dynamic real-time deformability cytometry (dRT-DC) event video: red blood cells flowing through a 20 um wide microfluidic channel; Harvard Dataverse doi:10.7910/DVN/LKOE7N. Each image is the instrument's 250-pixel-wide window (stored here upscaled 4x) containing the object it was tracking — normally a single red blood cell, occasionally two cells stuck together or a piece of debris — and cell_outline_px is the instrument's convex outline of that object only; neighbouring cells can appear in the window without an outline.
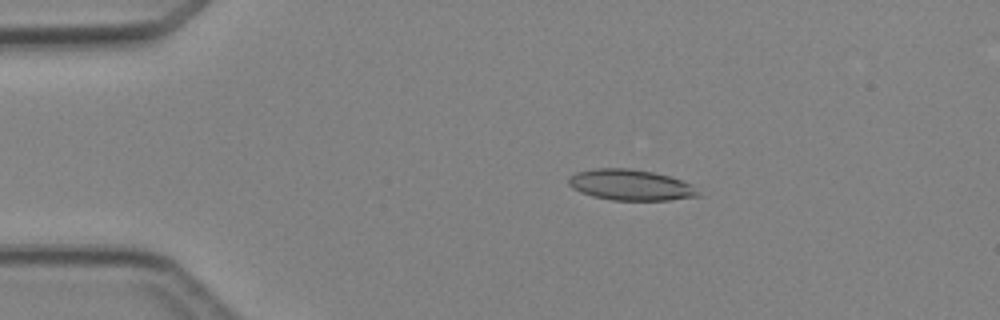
{"species": "Egyptian fruit bat (a non-hibernating species)", "species_latin": "Rousettus aegyptiacus", "temperature_condition": "cold", "stored_images_in_passage": 2, "camera_frame_rate_fps": 3000, "um_per_image_px": 0.085, "animal": {"sex": "female"}, "frame": {"image": 1, "passage_image": 1, "time_ms": 0.0, "image_size_px": [1000, 320], "cell_outline_px": [[704, 196], [668, 200], [612, 200], [592, 196], [580, 192], [572, 188], [568, 184], [568, 180], [576, 172], [592, 168], [628, 168], [652, 172], [668, 176], [680, 180], [688, 184]], "centroid_in_image_um": [53.57, 15.72], "position_along_channel_um": 31.4, "area_um2": 23.18}}